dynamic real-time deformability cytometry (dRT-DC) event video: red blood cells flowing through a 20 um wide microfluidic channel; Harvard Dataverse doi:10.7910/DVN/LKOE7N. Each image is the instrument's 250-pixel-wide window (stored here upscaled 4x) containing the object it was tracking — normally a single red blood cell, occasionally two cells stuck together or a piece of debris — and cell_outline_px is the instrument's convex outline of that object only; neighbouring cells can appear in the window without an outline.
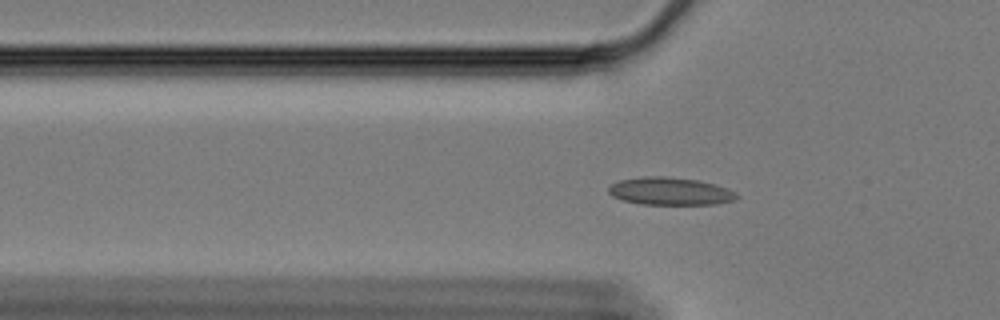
{"species": "Egyptian fruit bat (a non-hibernating species)", "species_latin": "Rousettus aegyptiacus", "temperature_condition": "cold", "stored_images_in_passage": 61, "camera_frame_rate_fps": 3000, "um_per_image_px": 0.085, "animal": {"sex": "female"}, "frame": {"image": 1, "passage_image": 19, "time_ms": 6.0, "image_size_px": [1000, 320], "cell_outline_px": [[740, 196], [736, 200], [716, 204], [640, 204], [620, 200], [612, 196], [608, 192], [608, 188], [612, 184], [620, 180], [644, 176], [664, 176], [700, 180], [716, 184], [728, 188], [736, 192]], "centroid_in_image_um": [56.99, 16.25], "position_along_channel_um": 68.8, "area_um2": 20.92}}
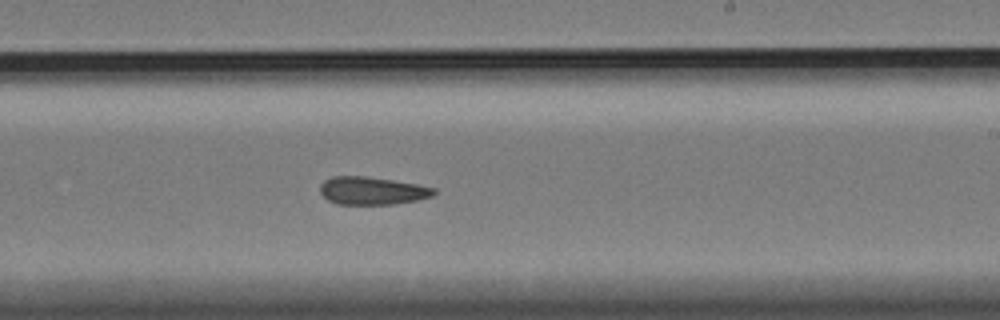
{"frame": {"image": 2, "passage_image": 36, "time_ms": 11.667, "image_size_px": [1000, 320], "cell_outline_px": [[436, 192], [432, 196], [416, 200], [392, 204], [336, 204], [328, 200], [320, 192], [320, 184], [324, 180], [332, 176], [364, 176], [392, 180], [416, 184], [436, 188]], "centroid_in_image_um": [31.61, 16.21], "position_along_channel_um": 257.4, "area_um2": 18.38}}
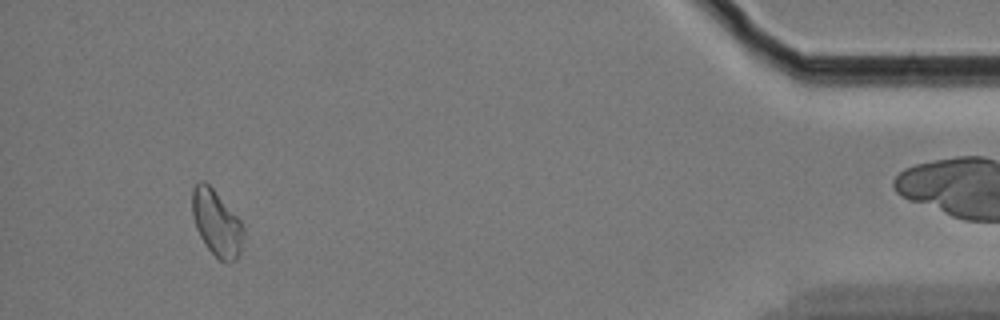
{"frame": {"image": 3, "passage_image": 56, "time_ms": 18.333, "image_size_px": [1000, 320], "cell_outline_px": [[244, 236], [240, 252], [236, 260], [220, 260], [208, 248], [200, 236], [196, 228], [192, 212], [192, 188], [200, 180], [204, 180], [212, 188], [240, 220], [244, 228]], "centroid_in_image_um": [18.4, 18.94], "position_along_channel_um": 416.8, "area_um2": 19.36}, "authors_computed_cell_mechanics": {"area_um2": 19.4786, "velocity_mm_per_s": 3.3271, "shape_relaxation_time_tau1_ms": null, "shape_relaxation_time_tau2_ms": 5.214, "deformation_change_tau1": null, "deformation_change_tau2": 0.1113}}